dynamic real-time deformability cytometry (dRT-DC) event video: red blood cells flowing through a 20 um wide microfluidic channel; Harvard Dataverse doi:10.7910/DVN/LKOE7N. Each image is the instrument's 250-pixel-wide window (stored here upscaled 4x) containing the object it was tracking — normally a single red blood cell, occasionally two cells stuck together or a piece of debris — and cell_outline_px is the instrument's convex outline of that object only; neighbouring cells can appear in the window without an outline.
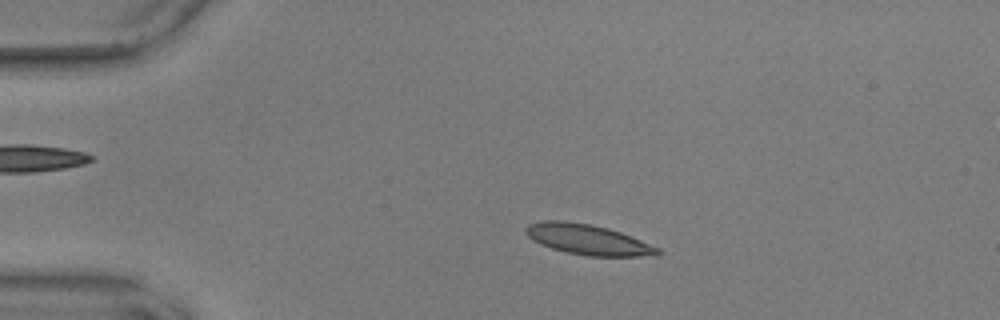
{"species": "common noctule bat (a hibernating species)", "species_latin": "Nyctalus noctula", "temperature_condition": "warm", "stored_images_in_passage": 55, "camera_frame_rate_fps": 3000, "um_per_image_px": 0.085, "animal": {"sex": "male", "body_mass_g": 17.9, "forearm_length_mm": 54.2}, "frame": {"image": 1, "passage_image": 11, "time_ms": 3.333, "image_size_px": [1000, 320], "cell_outline_px": [[660, 252], [636, 256], [588, 256], [568, 252], [552, 248], [540, 244], [532, 240], [524, 232], [524, 228], [528, 224], [540, 220], [564, 220], [588, 224], [608, 228], [620, 232], [660, 248]], "centroid_in_image_um": [49.86, 20.34], "position_along_channel_um": 35.1, "area_um2": 23.0}}
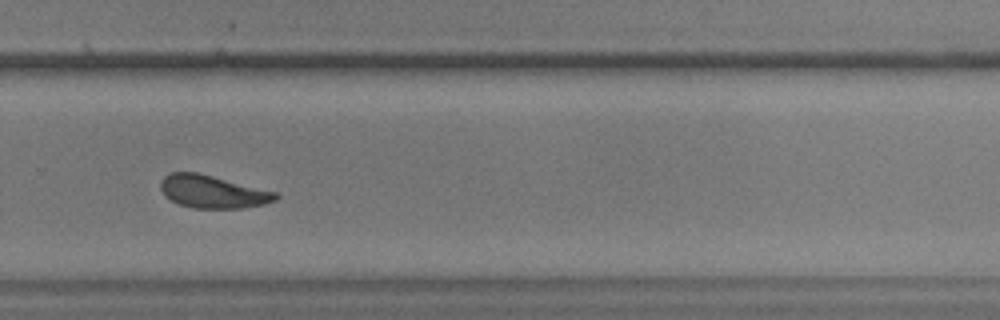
{"frame": {"image": 2, "passage_image": 38, "time_ms": 12.333, "image_size_px": [1000, 320], "cell_outline_px": [[280, 196], [276, 200], [264, 204], [244, 208], [192, 208], [176, 204], [164, 196], [160, 188], [160, 180], [164, 176], [172, 172], [200, 172], [276, 192]], "centroid_in_image_um": [18.05, 16.29], "position_along_channel_um": 311.8, "area_um2": 22.31}}
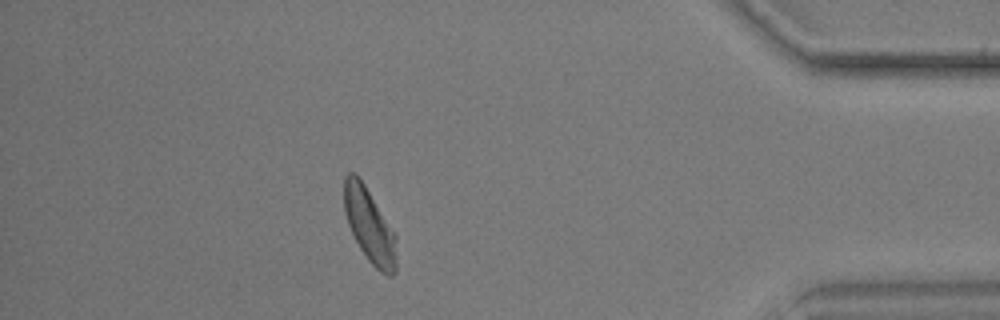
{"frame": {"image": 3, "passage_image": 49, "time_ms": 16.0, "image_size_px": [1000, 320], "cell_outline_px": [[396, 272], [392, 276], [388, 276], [380, 272], [368, 260], [360, 248], [348, 224], [344, 212], [344, 176], [348, 172], [356, 172], [360, 176], [396, 232]], "centroid_in_image_um": [31.42, 19.13], "position_along_channel_um": 403.8, "area_um2": 23.18}, "authors_computed_cell_mechanics": {"area_um2": 22.5998, "velocity_mm_per_s": 3.5829, "shape_relaxation_time_tau1_ms": 2.8657, "shape_relaxation_time_tau2_ms": 1.7237, "deformation_change_tau1": 0.1119, "deformation_change_tau2": 0.0794}}